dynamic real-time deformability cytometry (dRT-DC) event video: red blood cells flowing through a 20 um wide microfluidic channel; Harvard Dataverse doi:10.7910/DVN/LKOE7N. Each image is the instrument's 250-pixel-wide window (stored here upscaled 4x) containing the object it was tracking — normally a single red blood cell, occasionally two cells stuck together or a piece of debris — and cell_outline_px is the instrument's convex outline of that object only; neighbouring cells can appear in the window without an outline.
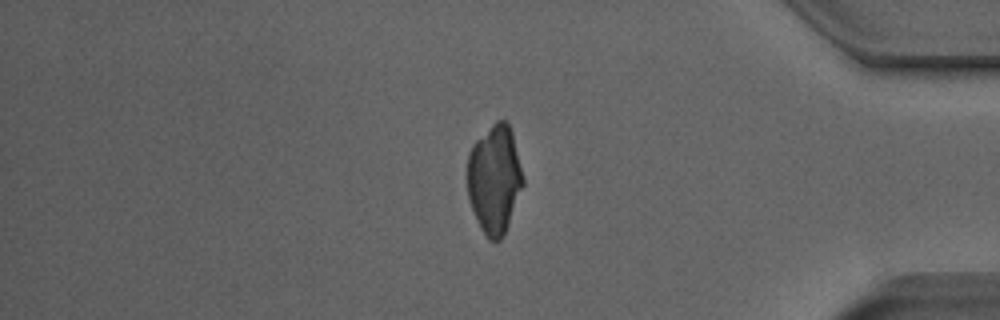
{"species": "Egyptian fruit bat (a non-hibernating species)", "species_latin": "Rousettus aegyptiacus", "temperature_condition": "room temperature", "stored_images_in_passage": 53, "camera_frame_rate_fps": 3000, "um_per_image_px": 0.085, "animal": {"sex": "male"}, "frame": {"image": 1, "passage_image": 44, "time_ms": 14.333, "image_size_px": [1000, 320], "cell_outline_px": [[524, 184], [508, 224], [500, 240], [488, 240], [480, 228], [472, 208], [468, 196], [468, 152], [472, 144], [496, 120], [508, 120], [512, 132], [524, 180]], "centroid_in_image_um": [42.03, 15.2], "position_along_channel_um": 393.2, "area_um2": 35.03}}
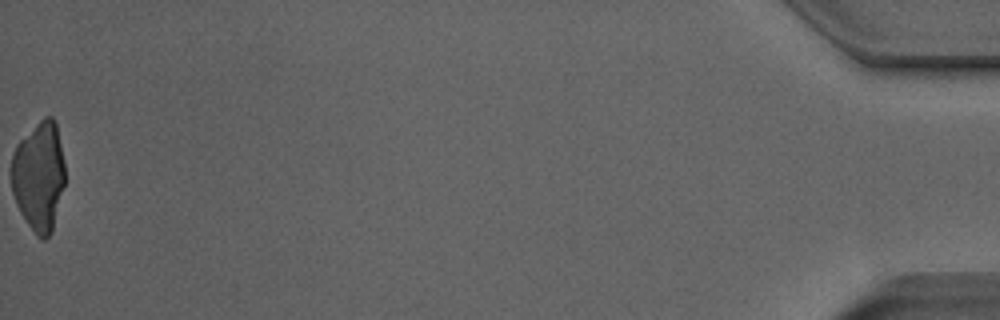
{"frame": {"image": 2, "passage_image": 53, "time_ms": 17.333, "image_size_px": [1000, 320], "cell_outline_px": [[64, 184], [52, 232], [44, 240], [40, 240], [36, 236], [20, 212], [16, 204], [12, 192], [12, 156], [16, 144], [44, 116], [52, 116], [56, 124], [64, 160]], "centroid_in_image_um": [3.31, 14.99], "position_along_channel_um": 431.9, "area_um2": 34.1}}